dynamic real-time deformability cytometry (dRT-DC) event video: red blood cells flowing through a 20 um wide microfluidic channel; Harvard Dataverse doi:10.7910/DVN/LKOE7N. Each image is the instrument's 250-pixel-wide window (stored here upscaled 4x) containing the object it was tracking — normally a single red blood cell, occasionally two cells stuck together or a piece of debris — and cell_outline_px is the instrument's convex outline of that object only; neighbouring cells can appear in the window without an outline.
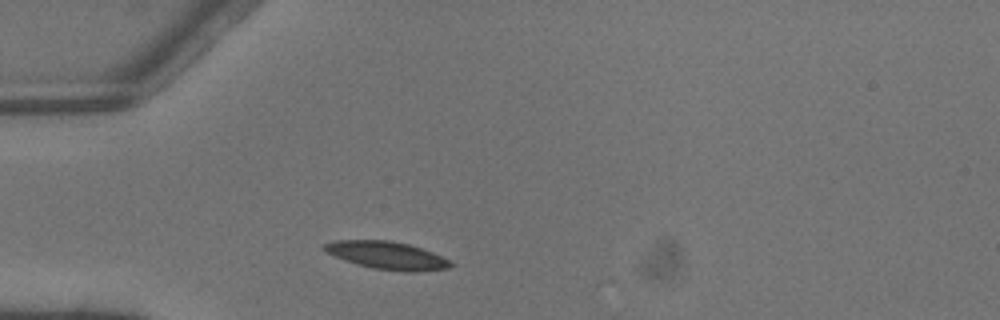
{"species": "common noctule bat (a hibernating species)", "species_latin": "Nyctalus noctula", "temperature_condition": "warm", "stored_images_in_passage": 1, "camera_frame_rate_fps": 3000, "um_per_image_px": 0.085, "animal": {"sex": "male", "body_mass_g": 13.3}, "frame": {"image": 1, "passage_image": 1, "time_ms": 0.0, "image_size_px": [1000, 320], "cell_outline_px": [[452, 264], [448, 268], [416, 272], [404, 272], [372, 268], [356, 264], [336, 256], [328, 252], [324, 248], [324, 244], [332, 240], [388, 240], [408, 244], [432, 252], [448, 260]], "centroid_in_image_um": [32.89, 21.71], "position_along_channel_um": 52.1, "area_um2": 20.11}}